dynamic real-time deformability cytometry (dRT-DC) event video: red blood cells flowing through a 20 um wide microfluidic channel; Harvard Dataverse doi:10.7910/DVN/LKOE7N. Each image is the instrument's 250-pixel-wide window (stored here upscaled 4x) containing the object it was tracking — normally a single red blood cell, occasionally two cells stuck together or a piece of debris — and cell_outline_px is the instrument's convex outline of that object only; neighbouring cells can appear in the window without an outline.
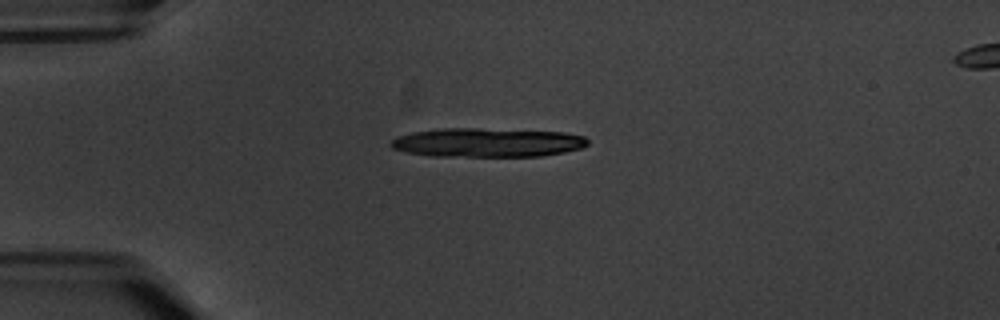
{"species": "common noctule bat (a hibernating species)", "species_latin": "Nyctalus noctula", "temperature_condition": "warm", "stored_images_in_passage": 1, "camera_frame_rate_fps": 3000, "um_per_image_px": 0.085, "animal": {"sex": "male", "body_mass_g": 20.1, "forearm_length_mm": 53.5}, "frame": {"image": 1, "passage_image": 1, "time_ms": 0.0, "image_size_px": [1000, 320], "cell_outline_px": [[588, 144], [580, 148], [564, 152], [540, 156], [428, 156], [408, 152], [392, 148], [388, 144], [396, 136], [412, 132], [444, 128], [476, 128], [564, 132], [584, 136], [588, 140]], "centroid_in_image_um": [41.39, 12.11], "position_along_channel_um": 43.6, "area_um2": 33.29}}